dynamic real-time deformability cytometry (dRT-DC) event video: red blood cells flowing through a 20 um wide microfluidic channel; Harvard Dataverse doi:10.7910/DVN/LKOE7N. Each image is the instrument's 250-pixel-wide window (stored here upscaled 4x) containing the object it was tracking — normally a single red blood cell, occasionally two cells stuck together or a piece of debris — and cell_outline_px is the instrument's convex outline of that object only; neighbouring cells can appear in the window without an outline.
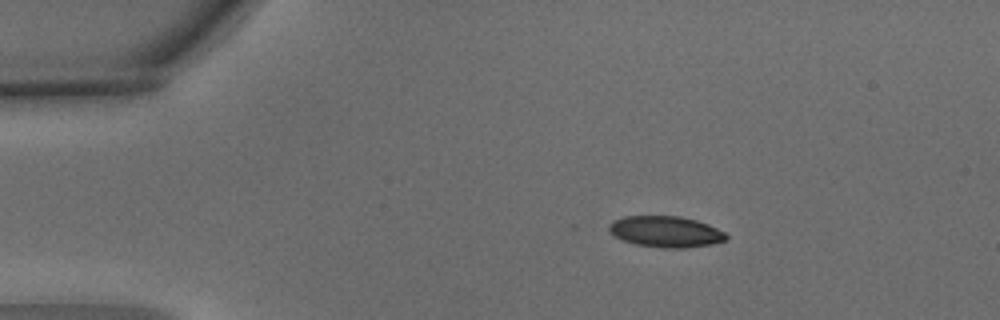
{"species": "common noctule bat (a hibernating species)", "species_latin": "Nyctalus noctula", "temperature_condition": "warm", "stored_images_in_passage": 3, "camera_frame_rate_fps": 3000, "um_per_image_px": 0.085, "animal": {"sex": "male", "body_mass_g": 15.6}, "frame": {"image": 1, "passage_image": 1, "time_ms": 0.0, "image_size_px": [1000, 320], "cell_outline_px": [[728, 236], [724, 240], [712, 244], [684, 248], [664, 248], [636, 244], [624, 240], [608, 232], [608, 224], [612, 220], [624, 216], [680, 216], [696, 220], [708, 224], [724, 232]], "centroid_in_image_um": [56.55, 19.68], "position_along_channel_um": 28.4, "area_um2": 21.21}}
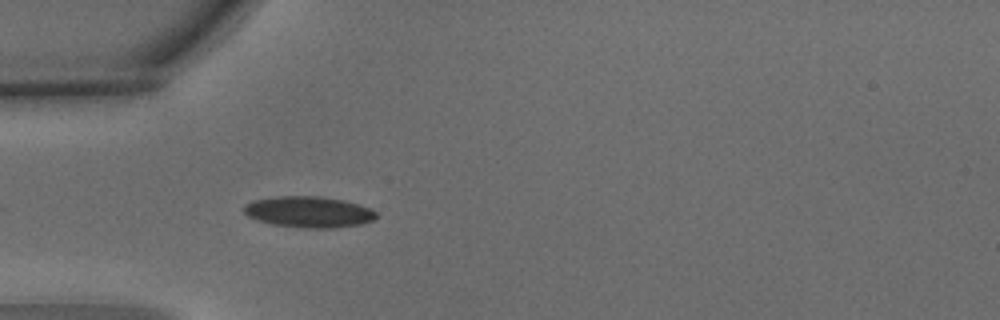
{"frame": {"image": 2, "passage_image": 3, "time_ms": 0.667, "image_size_px": [1000, 320], "cell_outline_px": [[376, 216], [372, 220], [360, 224], [332, 228], [300, 228], [272, 224], [256, 220], [248, 216], [244, 212], [244, 204], [256, 200], [276, 196], [320, 196], [344, 200], [372, 208], [376, 212]], "centroid_in_image_um": [26.24, 18.01], "position_along_channel_um": 58.8, "area_um2": 24.04}}